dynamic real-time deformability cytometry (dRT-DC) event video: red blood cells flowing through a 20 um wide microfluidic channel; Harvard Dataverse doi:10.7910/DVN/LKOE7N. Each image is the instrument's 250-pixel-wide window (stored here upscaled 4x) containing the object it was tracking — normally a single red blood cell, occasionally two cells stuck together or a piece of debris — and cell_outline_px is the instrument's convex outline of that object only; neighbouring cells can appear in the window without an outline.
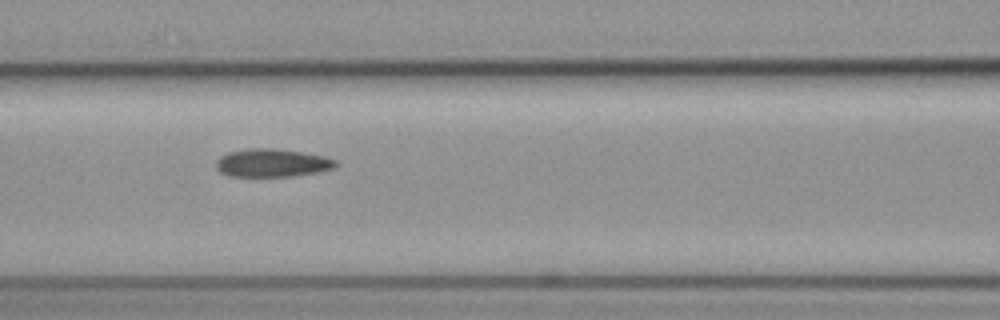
{"species": "common noctule bat (a hibernating species)", "species_latin": "Nyctalus noctula", "temperature_condition": "cold", "stored_images_in_passage": 9, "camera_frame_rate_fps": 3000, "um_per_image_px": 0.085, "animal": {"sex": "female", "body_mass_g": 19.3, "forearm_length_mm": 54.1}, "frame": {"image": 1, "passage_image": 7, "time_ms": 2.0, "image_size_px": [1000, 320], "cell_outline_px": [[340, 164], [336, 168], [316, 172], [292, 176], [228, 176], [220, 172], [216, 168], [216, 160], [220, 156], [228, 152], [248, 148], [276, 148], [324, 156], [336, 160]], "centroid_in_image_um": [23.13, 13.84], "position_along_channel_um": 143.5, "area_um2": 19.71}}
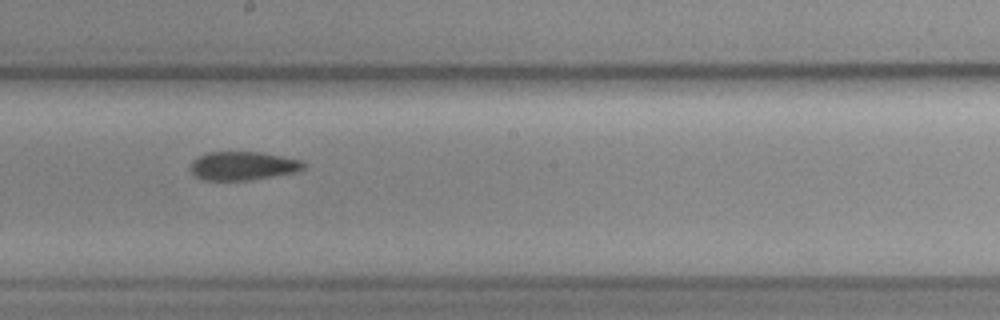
{"frame": {"image": 2, "passage_image": 9, "time_ms": 2.667, "image_size_px": [1000, 320], "cell_outline_px": [[304, 168], [296, 172], [248, 180], [204, 180], [196, 176], [188, 168], [192, 160], [208, 152], [260, 152], [300, 160], [304, 164]], "centroid_in_image_um": [20.6, 14.1], "position_along_channel_um": 227.6, "area_um2": 18.67}}